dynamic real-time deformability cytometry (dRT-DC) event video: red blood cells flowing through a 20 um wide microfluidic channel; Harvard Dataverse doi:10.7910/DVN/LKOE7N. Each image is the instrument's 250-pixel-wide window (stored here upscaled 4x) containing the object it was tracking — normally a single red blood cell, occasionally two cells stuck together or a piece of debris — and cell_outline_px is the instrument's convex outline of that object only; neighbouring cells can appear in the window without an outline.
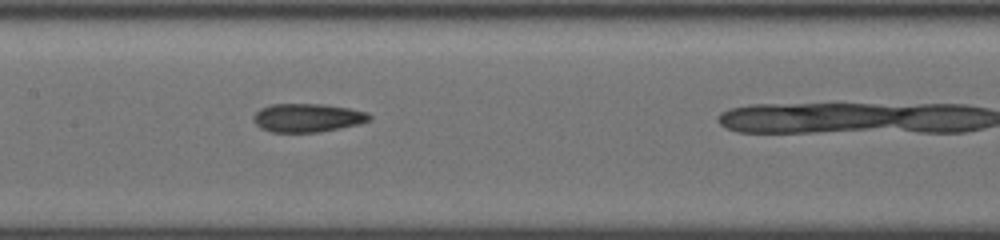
{"species": "common noctule bat (a hibernating species)", "species_latin": "Nyctalus noctula", "temperature_condition": "cold", "stored_images_in_passage": 9, "camera_frame_rate_fps": 3000, "um_per_image_px": 0.085, "animal": {"sex": "female", "body_mass_g": 19.5, "forearm_length_mm": 54.1}, "frame": {"image": 1, "passage_image": 8, "time_ms": 2.333, "image_size_px": [1000, 240], "cell_outline_px": [[372, 116], [368, 120], [360, 124], [340, 128], [316, 132], [272, 132], [260, 128], [256, 124], [256, 112], [260, 108], [272, 104], [324, 104], [348, 108], [368, 112]], "centroid_in_image_um": [26.17, 10.01], "position_along_channel_um": 181.2, "area_um2": 19.07}}